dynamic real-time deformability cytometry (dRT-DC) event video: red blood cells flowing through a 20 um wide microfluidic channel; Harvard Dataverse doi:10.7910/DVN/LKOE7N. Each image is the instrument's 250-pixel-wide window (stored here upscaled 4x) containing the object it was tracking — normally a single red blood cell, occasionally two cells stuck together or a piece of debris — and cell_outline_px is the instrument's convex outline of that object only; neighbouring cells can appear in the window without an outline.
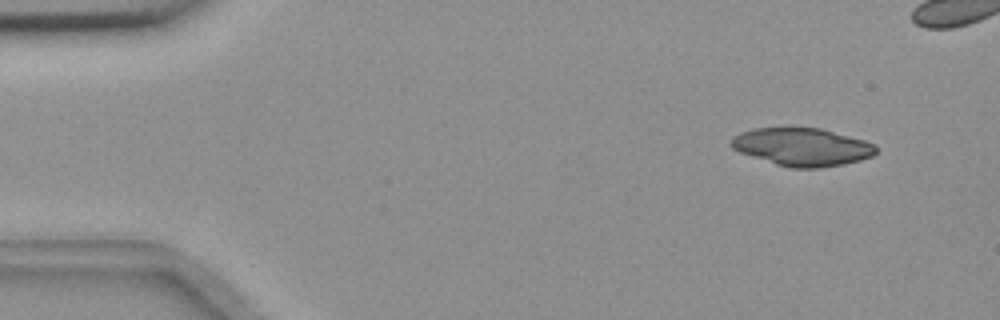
{"species": "common noctule bat (a hibernating species)", "species_latin": "Nyctalus noctula", "temperature_condition": "room temperature", "stored_images_in_passage": 5, "camera_frame_rate_fps": 3000, "um_per_image_px": 0.085, "animal": {"sex": "female", "body_mass_g": 18.4}, "frame": {"image": 1, "passage_image": 1, "time_ms": 0.0, "image_size_px": [1000, 320], "cell_outline_px": [[876, 152], [872, 156], [860, 160], [844, 164], [820, 168], [792, 168], [776, 164], [740, 152], [732, 148], [728, 144], [732, 136], [740, 132], [752, 128], [820, 128], [864, 140], [876, 144]], "centroid_in_image_um": [68.16, 12.49], "position_along_channel_um": 16.8, "area_um2": 31.96}}